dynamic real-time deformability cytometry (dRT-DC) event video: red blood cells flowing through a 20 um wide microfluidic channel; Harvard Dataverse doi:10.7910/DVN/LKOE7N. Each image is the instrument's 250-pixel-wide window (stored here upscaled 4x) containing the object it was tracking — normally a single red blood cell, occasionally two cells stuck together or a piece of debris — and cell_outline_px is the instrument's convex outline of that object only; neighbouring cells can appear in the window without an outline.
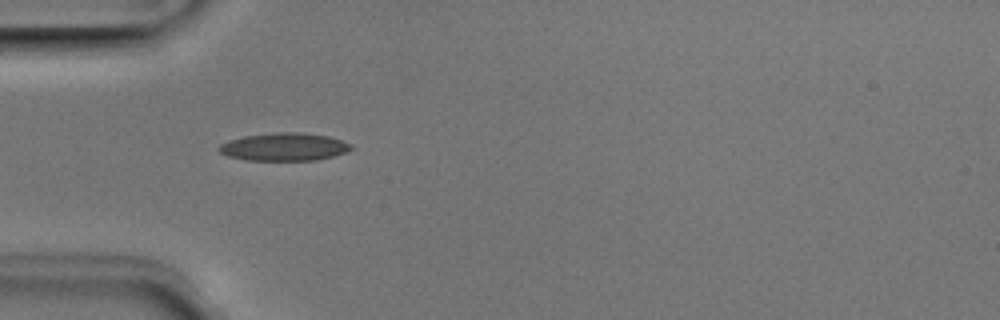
{"species": "Egyptian fruit bat (a non-hibernating species)", "species_latin": "Rousettus aegyptiacus", "temperature_condition": "room temperature", "stored_images_in_passage": 4, "camera_frame_rate_fps": 3000, "um_per_image_px": 0.085, "animal": {"sex": "male"}, "frame": {"image": 1, "passage_image": 3, "time_ms": 0.667, "image_size_px": [1000, 320], "cell_outline_px": [[352, 148], [348, 152], [316, 160], [244, 160], [228, 156], [220, 152], [216, 148], [220, 144], [228, 140], [244, 136], [276, 132], [304, 132], [328, 136], [352, 144]], "centroid_in_image_um": [24.14, 12.48], "position_along_channel_um": 60.9, "area_um2": 21.56}}